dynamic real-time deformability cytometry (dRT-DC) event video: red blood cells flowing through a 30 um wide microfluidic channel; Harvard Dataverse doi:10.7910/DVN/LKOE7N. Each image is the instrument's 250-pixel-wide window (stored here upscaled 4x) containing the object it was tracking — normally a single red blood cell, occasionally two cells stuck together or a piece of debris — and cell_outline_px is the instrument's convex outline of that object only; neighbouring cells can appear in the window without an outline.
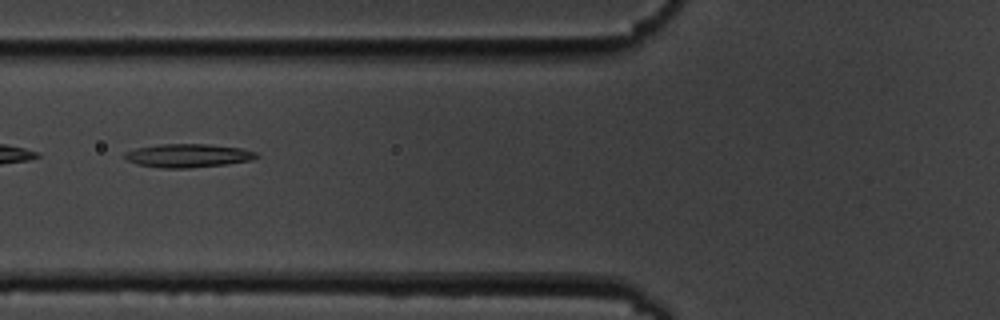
{"species": "common noctule bat (a hibernating species)", "species_latin": "Nyctalus noctula", "temperature_condition": "cold", "stored_images_in_passage": 4, "camera_frame_rate_fps": 3000, "um_per_image_px": 0.085, "animal": {"sex": "male", "body_mass_g": 19.5, "forearm_length_mm": 54.6}, "frame": {"image": 1, "passage_image": 2, "time_ms": 1.333, "image_size_px": [1000, 320], "cell_outline_px": [[260, 156], [252, 160], [228, 164], [188, 168], [160, 168], [136, 164], [128, 160], [124, 156], [124, 152], [136, 148], [160, 144], [208, 144], [240, 148], [256, 152]], "centroid_in_image_um": [15.98, 13.23], "position_along_channel_um": 109.8, "area_um2": 18.09}}
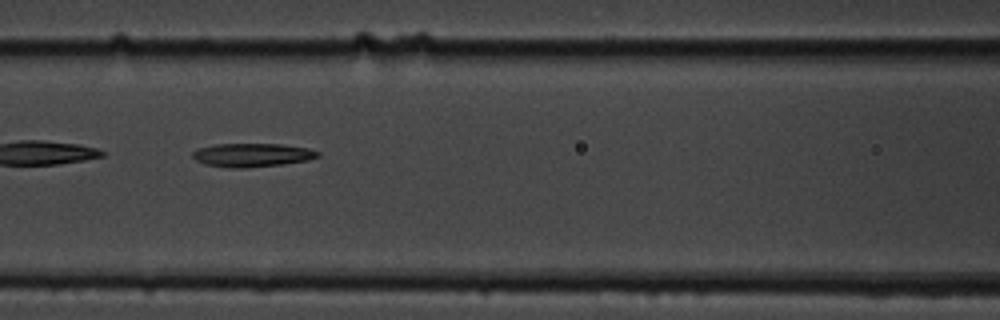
{"frame": {"image": 2, "passage_image": 3, "time_ms": 2.333, "image_size_px": [1000, 320], "cell_outline_px": [[320, 156], [308, 160], [280, 164], [248, 168], [228, 168], [204, 164], [196, 160], [192, 156], [192, 152], [196, 148], [216, 144], [280, 144], [308, 148], [320, 152]], "centroid_in_image_um": [21.4, 13.18], "position_along_channel_um": 145.2, "area_um2": 17.28}}
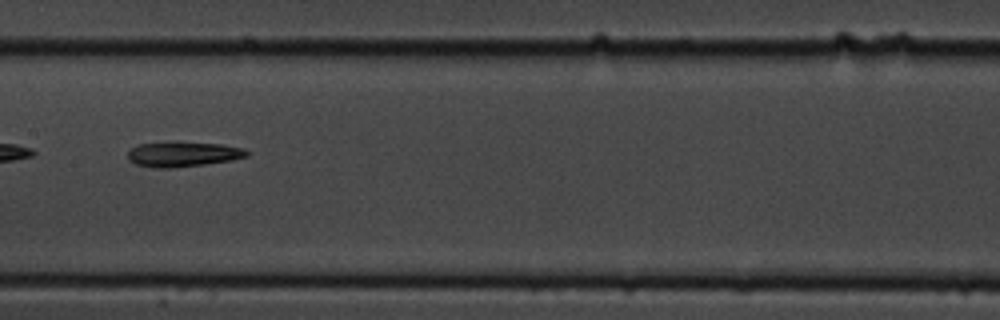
{"frame": {"image": 3, "passage_image": 4, "time_ms": 3.667, "image_size_px": [1000, 320], "cell_outline_px": [[248, 156], [232, 160], [204, 164], [172, 168], [156, 168], [136, 164], [128, 160], [128, 152], [136, 144], [172, 140], [176, 140], [220, 144], [244, 148], [248, 152]], "centroid_in_image_um": [15.52, 13.07], "position_along_channel_um": 191.9, "area_um2": 17.86}}